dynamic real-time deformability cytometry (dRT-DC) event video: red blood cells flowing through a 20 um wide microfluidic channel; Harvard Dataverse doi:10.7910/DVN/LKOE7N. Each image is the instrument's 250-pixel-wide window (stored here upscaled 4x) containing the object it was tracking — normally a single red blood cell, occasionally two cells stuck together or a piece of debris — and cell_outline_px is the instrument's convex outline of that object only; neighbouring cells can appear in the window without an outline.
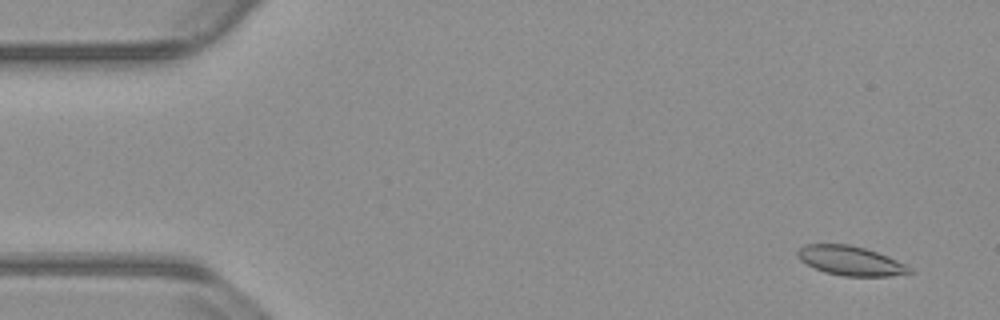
{"species": "common noctule bat (a hibernating species)", "species_latin": "Nyctalus noctula", "temperature_condition": "warm", "stored_images_in_passage": 55, "camera_frame_rate_fps": 3000, "um_per_image_px": 0.085, "animal": {"sex": "male", "body_mass_g": 23.1, "forearm_length_mm": 52.7}, "frame": {"image": 1, "passage_image": 4, "time_ms": 1.0, "image_size_px": [1000, 320], "cell_outline_px": [[916, 272], [892, 276], [844, 276], [824, 272], [800, 260], [796, 256], [796, 252], [804, 244], [848, 244], [864, 248], [888, 256], [912, 268]], "centroid_in_image_um": [72.3, 22.17], "position_along_channel_um": 12.7, "area_um2": 19.13}}
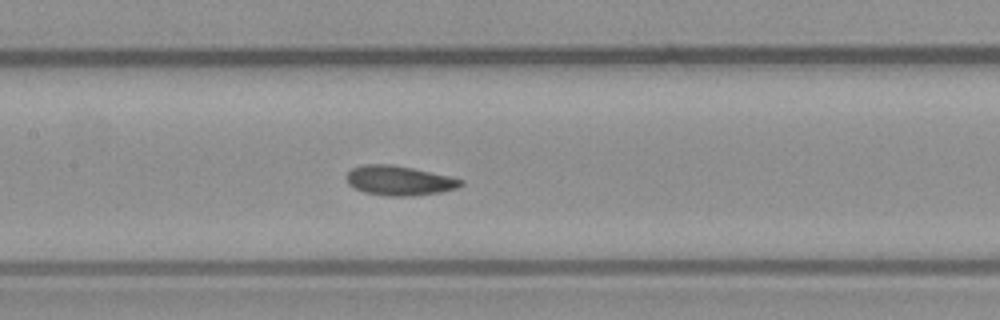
{"frame": {"image": 2, "passage_image": 26, "time_ms": 8.333, "image_size_px": [1000, 320], "cell_outline_px": [[464, 184], [456, 188], [440, 192], [412, 196], [388, 196], [364, 192], [348, 184], [344, 176], [352, 168], [364, 164], [392, 164], [412, 168], [448, 176], [464, 180]], "centroid_in_image_um": [33.9, 15.34], "position_along_channel_um": 173.5, "area_um2": 19.71}}
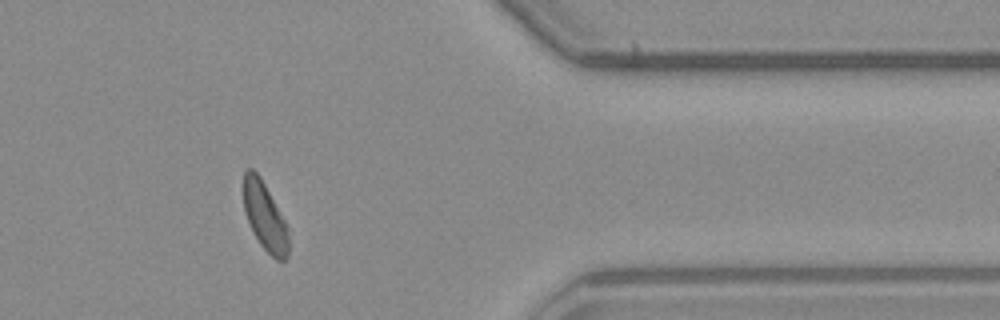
{"frame": {"image": 3, "passage_image": 45, "time_ms": 14.667, "image_size_px": [1000, 320], "cell_outline_px": [[288, 256], [284, 260], [276, 260], [260, 244], [244, 212], [244, 172], [248, 168], [252, 168], [260, 176], [284, 220], [288, 228]], "centroid_in_image_um": [22.51, 18.4], "position_along_channel_um": 388.9, "area_um2": 17.46}, "authors_computed_cell_mechanics": {"area_um2": 19.4786, "velocity_mm_per_s": 3.7825, "shape_relaxation_time_tau1_ms": 5.0514, "shape_relaxation_time_tau2_ms": 2.0749, "deformation_change_tau1": 0.1005, "deformation_change_tau2": 0.0712}}